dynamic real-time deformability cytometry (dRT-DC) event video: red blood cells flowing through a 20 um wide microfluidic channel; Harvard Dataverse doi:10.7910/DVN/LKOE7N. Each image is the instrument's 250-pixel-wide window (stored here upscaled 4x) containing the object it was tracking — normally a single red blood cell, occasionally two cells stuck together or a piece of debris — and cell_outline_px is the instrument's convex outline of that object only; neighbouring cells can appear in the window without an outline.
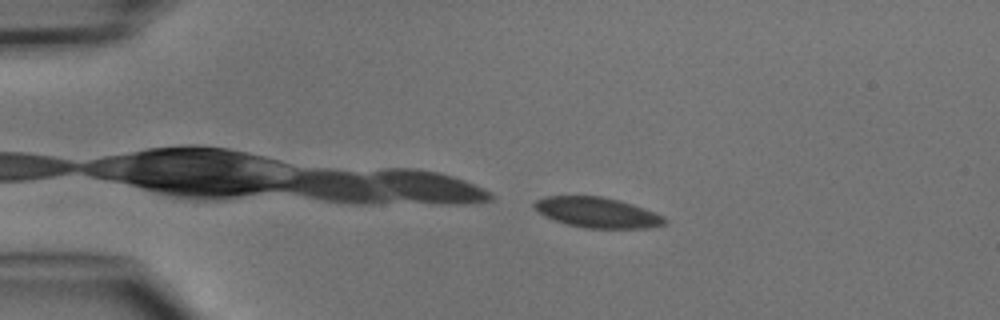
{"species": "common noctule bat (a hibernating species)", "species_latin": "Nyctalus noctula", "temperature_condition": "cold", "stored_images_in_passage": 2, "camera_frame_rate_fps": 3000, "um_per_image_px": 0.085, "animal": {"sex": "male", "body_mass_g": 15.6}, "frame": {"image": 1, "passage_image": 1, "time_ms": 0.0, "image_size_px": [1000, 320], "cell_outline_px": [[668, 220], [664, 224], [648, 228], [584, 228], [568, 224], [544, 216], [532, 204], [536, 200], [544, 196], [600, 196], [620, 200], [656, 212], [664, 216]], "centroid_in_image_um": [50.8, 18.06], "position_along_channel_um": 34.2, "area_um2": 23.0}}